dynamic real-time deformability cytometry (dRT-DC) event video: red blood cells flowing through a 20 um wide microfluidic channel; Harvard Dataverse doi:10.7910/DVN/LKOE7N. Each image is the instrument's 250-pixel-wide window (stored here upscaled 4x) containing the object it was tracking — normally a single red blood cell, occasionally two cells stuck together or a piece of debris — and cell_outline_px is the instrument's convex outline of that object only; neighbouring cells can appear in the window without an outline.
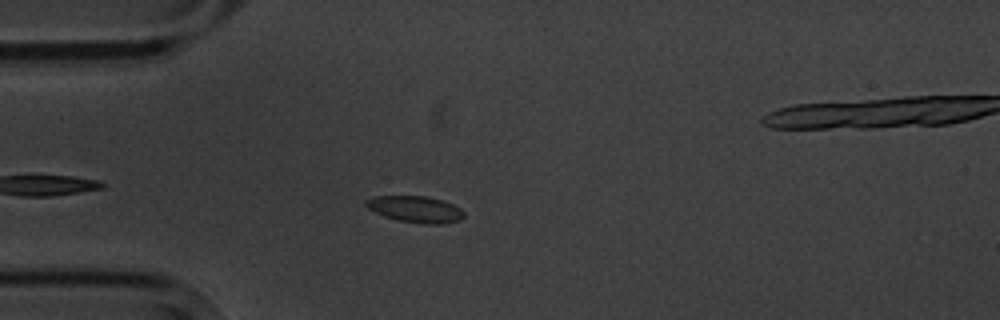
{"species": "common noctule bat (a hibernating species)", "species_latin": "Nyctalus noctula", "temperature_condition": "cold", "stored_images_in_passage": 3, "camera_frame_rate_fps": 3000, "um_per_image_px": 0.085, "animal": {"sex": "male", "body_mass_g": 20.1, "forearm_length_mm": 53.5}, "frame": {"image": 1, "passage_image": 2, "time_ms": 1.0, "image_size_px": [1000, 320], "cell_outline_px": [[464, 216], [460, 220], [444, 224], [428, 224], [400, 220], [384, 216], [368, 208], [364, 204], [364, 200], [372, 196], [428, 196], [444, 200], [460, 208], [464, 212]], "centroid_in_image_um": [35.32, 17.77], "position_along_channel_um": 49.7, "area_um2": 15.14}}